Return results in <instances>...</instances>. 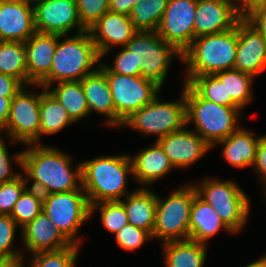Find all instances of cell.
Masks as SVG:
<instances>
[{
  "mask_svg": "<svg viewBox=\"0 0 266 267\" xmlns=\"http://www.w3.org/2000/svg\"><path fill=\"white\" fill-rule=\"evenodd\" d=\"M23 152L22 173L30 188L42 195L69 192L82 187L81 162L73 168L72 157L53 146L28 144Z\"/></svg>",
  "mask_w": 266,
  "mask_h": 267,
  "instance_id": "6da1fadb",
  "label": "cell"
},
{
  "mask_svg": "<svg viewBox=\"0 0 266 267\" xmlns=\"http://www.w3.org/2000/svg\"><path fill=\"white\" fill-rule=\"evenodd\" d=\"M133 174L129 154L104 155L81 162L82 187L89 204L120 201L128 192V175Z\"/></svg>",
  "mask_w": 266,
  "mask_h": 267,
  "instance_id": "7a4b0ae2",
  "label": "cell"
},
{
  "mask_svg": "<svg viewBox=\"0 0 266 267\" xmlns=\"http://www.w3.org/2000/svg\"><path fill=\"white\" fill-rule=\"evenodd\" d=\"M63 37L58 35L50 73L39 84L45 89L59 82L81 81L96 71L98 68L93 67L101 63V56L88 30Z\"/></svg>",
  "mask_w": 266,
  "mask_h": 267,
  "instance_id": "3957f363",
  "label": "cell"
},
{
  "mask_svg": "<svg viewBox=\"0 0 266 267\" xmlns=\"http://www.w3.org/2000/svg\"><path fill=\"white\" fill-rule=\"evenodd\" d=\"M186 104V126L193 122V129L210 146L230 136L241 126L239 106H224L202 98L188 83L183 84Z\"/></svg>",
  "mask_w": 266,
  "mask_h": 267,
  "instance_id": "277c9868",
  "label": "cell"
},
{
  "mask_svg": "<svg viewBox=\"0 0 266 267\" xmlns=\"http://www.w3.org/2000/svg\"><path fill=\"white\" fill-rule=\"evenodd\" d=\"M238 45V23L225 32L195 38L182 53L186 67L184 83L192 77L234 69Z\"/></svg>",
  "mask_w": 266,
  "mask_h": 267,
  "instance_id": "5b68a950",
  "label": "cell"
},
{
  "mask_svg": "<svg viewBox=\"0 0 266 267\" xmlns=\"http://www.w3.org/2000/svg\"><path fill=\"white\" fill-rule=\"evenodd\" d=\"M193 185L197 195L215 209L234 234L244 228L251 211V202L236 181L205 178Z\"/></svg>",
  "mask_w": 266,
  "mask_h": 267,
  "instance_id": "8992f818",
  "label": "cell"
},
{
  "mask_svg": "<svg viewBox=\"0 0 266 267\" xmlns=\"http://www.w3.org/2000/svg\"><path fill=\"white\" fill-rule=\"evenodd\" d=\"M197 191L193 183H185L163 199L157 194L156 221L152 239L162 243L188 240L191 207Z\"/></svg>",
  "mask_w": 266,
  "mask_h": 267,
  "instance_id": "52a82bcc",
  "label": "cell"
},
{
  "mask_svg": "<svg viewBox=\"0 0 266 267\" xmlns=\"http://www.w3.org/2000/svg\"><path fill=\"white\" fill-rule=\"evenodd\" d=\"M102 62L98 67L105 73L111 90L115 106V127L119 128L134 112L139 111L160 95L162 87L142 76L119 75L110 72Z\"/></svg>",
  "mask_w": 266,
  "mask_h": 267,
  "instance_id": "ba28073f",
  "label": "cell"
},
{
  "mask_svg": "<svg viewBox=\"0 0 266 267\" xmlns=\"http://www.w3.org/2000/svg\"><path fill=\"white\" fill-rule=\"evenodd\" d=\"M158 95L151 103L143 106L127 118L122 127H130L144 135L167 136L186 125V104L182 90L180 99L164 102Z\"/></svg>",
  "mask_w": 266,
  "mask_h": 267,
  "instance_id": "9c48e42d",
  "label": "cell"
},
{
  "mask_svg": "<svg viewBox=\"0 0 266 267\" xmlns=\"http://www.w3.org/2000/svg\"><path fill=\"white\" fill-rule=\"evenodd\" d=\"M43 212L72 243L81 246L79 228L90 217V204L81 187L69 192L43 195Z\"/></svg>",
  "mask_w": 266,
  "mask_h": 267,
  "instance_id": "30bf717a",
  "label": "cell"
},
{
  "mask_svg": "<svg viewBox=\"0 0 266 267\" xmlns=\"http://www.w3.org/2000/svg\"><path fill=\"white\" fill-rule=\"evenodd\" d=\"M125 47L142 57L140 76L156 82L161 87L166 81L175 56L182 61V53L156 32L138 31Z\"/></svg>",
  "mask_w": 266,
  "mask_h": 267,
  "instance_id": "8fae6325",
  "label": "cell"
},
{
  "mask_svg": "<svg viewBox=\"0 0 266 267\" xmlns=\"http://www.w3.org/2000/svg\"><path fill=\"white\" fill-rule=\"evenodd\" d=\"M26 88L31 86H24L13 97L8 122L0 131L12 144H40V92Z\"/></svg>",
  "mask_w": 266,
  "mask_h": 267,
  "instance_id": "7c38bea8",
  "label": "cell"
},
{
  "mask_svg": "<svg viewBox=\"0 0 266 267\" xmlns=\"http://www.w3.org/2000/svg\"><path fill=\"white\" fill-rule=\"evenodd\" d=\"M197 0H169L156 33L183 53L195 39Z\"/></svg>",
  "mask_w": 266,
  "mask_h": 267,
  "instance_id": "4fadbf2b",
  "label": "cell"
},
{
  "mask_svg": "<svg viewBox=\"0 0 266 267\" xmlns=\"http://www.w3.org/2000/svg\"><path fill=\"white\" fill-rule=\"evenodd\" d=\"M36 32L68 36L86 31L80 22L76 0H45L34 8Z\"/></svg>",
  "mask_w": 266,
  "mask_h": 267,
  "instance_id": "5bb4252c",
  "label": "cell"
},
{
  "mask_svg": "<svg viewBox=\"0 0 266 267\" xmlns=\"http://www.w3.org/2000/svg\"><path fill=\"white\" fill-rule=\"evenodd\" d=\"M186 128L185 125L182 129L156 140L174 168L191 167L212 149L194 130Z\"/></svg>",
  "mask_w": 266,
  "mask_h": 267,
  "instance_id": "9a60e30c",
  "label": "cell"
},
{
  "mask_svg": "<svg viewBox=\"0 0 266 267\" xmlns=\"http://www.w3.org/2000/svg\"><path fill=\"white\" fill-rule=\"evenodd\" d=\"M240 20L234 0H197L195 38L228 31Z\"/></svg>",
  "mask_w": 266,
  "mask_h": 267,
  "instance_id": "2e32d148",
  "label": "cell"
},
{
  "mask_svg": "<svg viewBox=\"0 0 266 267\" xmlns=\"http://www.w3.org/2000/svg\"><path fill=\"white\" fill-rule=\"evenodd\" d=\"M234 69L257 77L266 70V37L245 19L238 22Z\"/></svg>",
  "mask_w": 266,
  "mask_h": 267,
  "instance_id": "e0dca14e",
  "label": "cell"
},
{
  "mask_svg": "<svg viewBox=\"0 0 266 267\" xmlns=\"http://www.w3.org/2000/svg\"><path fill=\"white\" fill-rule=\"evenodd\" d=\"M88 32L101 56H106L113 47H124L138 32L128 15L106 12Z\"/></svg>",
  "mask_w": 266,
  "mask_h": 267,
  "instance_id": "ac0fdd59",
  "label": "cell"
},
{
  "mask_svg": "<svg viewBox=\"0 0 266 267\" xmlns=\"http://www.w3.org/2000/svg\"><path fill=\"white\" fill-rule=\"evenodd\" d=\"M35 32L34 8L18 0H0V41L24 43Z\"/></svg>",
  "mask_w": 266,
  "mask_h": 267,
  "instance_id": "d6986e66",
  "label": "cell"
},
{
  "mask_svg": "<svg viewBox=\"0 0 266 267\" xmlns=\"http://www.w3.org/2000/svg\"><path fill=\"white\" fill-rule=\"evenodd\" d=\"M58 35L35 32L24 48L27 56L28 86L39 85L50 73Z\"/></svg>",
  "mask_w": 266,
  "mask_h": 267,
  "instance_id": "ffe728a7",
  "label": "cell"
},
{
  "mask_svg": "<svg viewBox=\"0 0 266 267\" xmlns=\"http://www.w3.org/2000/svg\"><path fill=\"white\" fill-rule=\"evenodd\" d=\"M21 236L26 250L31 252L30 255L72 245L44 212L21 229Z\"/></svg>",
  "mask_w": 266,
  "mask_h": 267,
  "instance_id": "44dd1931",
  "label": "cell"
},
{
  "mask_svg": "<svg viewBox=\"0 0 266 267\" xmlns=\"http://www.w3.org/2000/svg\"><path fill=\"white\" fill-rule=\"evenodd\" d=\"M129 156L132 162V179L141 184V187L149 188L174 168L156 140L152 146L140 150L134 156L132 154Z\"/></svg>",
  "mask_w": 266,
  "mask_h": 267,
  "instance_id": "7402d4cb",
  "label": "cell"
},
{
  "mask_svg": "<svg viewBox=\"0 0 266 267\" xmlns=\"http://www.w3.org/2000/svg\"><path fill=\"white\" fill-rule=\"evenodd\" d=\"M259 140L260 136L242 126L217 144L223 146L221 155L228 164L244 168L254 166Z\"/></svg>",
  "mask_w": 266,
  "mask_h": 267,
  "instance_id": "603a6c76",
  "label": "cell"
},
{
  "mask_svg": "<svg viewBox=\"0 0 266 267\" xmlns=\"http://www.w3.org/2000/svg\"><path fill=\"white\" fill-rule=\"evenodd\" d=\"M82 88L89 106V113L96 112L106 117L105 123L115 126V106L105 73L98 69L82 80Z\"/></svg>",
  "mask_w": 266,
  "mask_h": 267,
  "instance_id": "cb8c5ba5",
  "label": "cell"
},
{
  "mask_svg": "<svg viewBox=\"0 0 266 267\" xmlns=\"http://www.w3.org/2000/svg\"><path fill=\"white\" fill-rule=\"evenodd\" d=\"M120 200L124 205L128 221L151 236L156 221L157 194L151 188H137Z\"/></svg>",
  "mask_w": 266,
  "mask_h": 267,
  "instance_id": "d4e9b609",
  "label": "cell"
},
{
  "mask_svg": "<svg viewBox=\"0 0 266 267\" xmlns=\"http://www.w3.org/2000/svg\"><path fill=\"white\" fill-rule=\"evenodd\" d=\"M189 231L190 240L205 244L220 231L234 234L220 219L215 209L198 195L195 196L191 207Z\"/></svg>",
  "mask_w": 266,
  "mask_h": 267,
  "instance_id": "484cf974",
  "label": "cell"
},
{
  "mask_svg": "<svg viewBox=\"0 0 266 267\" xmlns=\"http://www.w3.org/2000/svg\"><path fill=\"white\" fill-rule=\"evenodd\" d=\"M207 246L190 239L163 243L165 267H204Z\"/></svg>",
  "mask_w": 266,
  "mask_h": 267,
  "instance_id": "4316f807",
  "label": "cell"
},
{
  "mask_svg": "<svg viewBox=\"0 0 266 267\" xmlns=\"http://www.w3.org/2000/svg\"><path fill=\"white\" fill-rule=\"evenodd\" d=\"M40 92V139L74 124L64 106L43 86Z\"/></svg>",
  "mask_w": 266,
  "mask_h": 267,
  "instance_id": "83f0119b",
  "label": "cell"
},
{
  "mask_svg": "<svg viewBox=\"0 0 266 267\" xmlns=\"http://www.w3.org/2000/svg\"><path fill=\"white\" fill-rule=\"evenodd\" d=\"M47 90L64 106L74 123L90 115L81 81L59 82Z\"/></svg>",
  "mask_w": 266,
  "mask_h": 267,
  "instance_id": "f1b7e54d",
  "label": "cell"
},
{
  "mask_svg": "<svg viewBox=\"0 0 266 267\" xmlns=\"http://www.w3.org/2000/svg\"><path fill=\"white\" fill-rule=\"evenodd\" d=\"M27 56L22 42L0 41V73L28 86Z\"/></svg>",
  "mask_w": 266,
  "mask_h": 267,
  "instance_id": "f546056e",
  "label": "cell"
},
{
  "mask_svg": "<svg viewBox=\"0 0 266 267\" xmlns=\"http://www.w3.org/2000/svg\"><path fill=\"white\" fill-rule=\"evenodd\" d=\"M225 83L226 98H231L241 109L254 97L252 83L255 80L250 74L231 69L215 73Z\"/></svg>",
  "mask_w": 266,
  "mask_h": 267,
  "instance_id": "4dcf8cb0",
  "label": "cell"
},
{
  "mask_svg": "<svg viewBox=\"0 0 266 267\" xmlns=\"http://www.w3.org/2000/svg\"><path fill=\"white\" fill-rule=\"evenodd\" d=\"M169 0H139L129 15L137 31L156 32Z\"/></svg>",
  "mask_w": 266,
  "mask_h": 267,
  "instance_id": "1f68e13d",
  "label": "cell"
},
{
  "mask_svg": "<svg viewBox=\"0 0 266 267\" xmlns=\"http://www.w3.org/2000/svg\"><path fill=\"white\" fill-rule=\"evenodd\" d=\"M80 245L72 244L60 250L42 251L30 255L28 267H75ZM25 259L21 267H25Z\"/></svg>",
  "mask_w": 266,
  "mask_h": 267,
  "instance_id": "d6a6232c",
  "label": "cell"
},
{
  "mask_svg": "<svg viewBox=\"0 0 266 267\" xmlns=\"http://www.w3.org/2000/svg\"><path fill=\"white\" fill-rule=\"evenodd\" d=\"M42 212L43 195L36 189L27 187L14 205L10 216L22 229Z\"/></svg>",
  "mask_w": 266,
  "mask_h": 267,
  "instance_id": "836d02e7",
  "label": "cell"
},
{
  "mask_svg": "<svg viewBox=\"0 0 266 267\" xmlns=\"http://www.w3.org/2000/svg\"><path fill=\"white\" fill-rule=\"evenodd\" d=\"M202 98L224 106H238L226 98L225 83L215 74L194 76L187 82Z\"/></svg>",
  "mask_w": 266,
  "mask_h": 267,
  "instance_id": "e575fe53",
  "label": "cell"
},
{
  "mask_svg": "<svg viewBox=\"0 0 266 267\" xmlns=\"http://www.w3.org/2000/svg\"><path fill=\"white\" fill-rule=\"evenodd\" d=\"M96 210L101 212L103 227L112 234H116L129 223L124 205L120 201H102L91 204L90 217Z\"/></svg>",
  "mask_w": 266,
  "mask_h": 267,
  "instance_id": "d590c367",
  "label": "cell"
},
{
  "mask_svg": "<svg viewBox=\"0 0 266 267\" xmlns=\"http://www.w3.org/2000/svg\"><path fill=\"white\" fill-rule=\"evenodd\" d=\"M18 227V224L10 215L0 214V257L22 262L26 259V254L24 255L21 249L15 250L12 246Z\"/></svg>",
  "mask_w": 266,
  "mask_h": 267,
  "instance_id": "8d00e7d4",
  "label": "cell"
},
{
  "mask_svg": "<svg viewBox=\"0 0 266 267\" xmlns=\"http://www.w3.org/2000/svg\"><path fill=\"white\" fill-rule=\"evenodd\" d=\"M24 174L16 179L0 184V214L10 215L23 191L27 188Z\"/></svg>",
  "mask_w": 266,
  "mask_h": 267,
  "instance_id": "74e56055",
  "label": "cell"
},
{
  "mask_svg": "<svg viewBox=\"0 0 266 267\" xmlns=\"http://www.w3.org/2000/svg\"><path fill=\"white\" fill-rule=\"evenodd\" d=\"M142 63V57H139L124 46L115 56L112 66H109L104 62L102 64L110 72L119 75L140 76V66Z\"/></svg>",
  "mask_w": 266,
  "mask_h": 267,
  "instance_id": "f35d334b",
  "label": "cell"
},
{
  "mask_svg": "<svg viewBox=\"0 0 266 267\" xmlns=\"http://www.w3.org/2000/svg\"><path fill=\"white\" fill-rule=\"evenodd\" d=\"M109 5L110 0H76L82 26L88 30L109 11Z\"/></svg>",
  "mask_w": 266,
  "mask_h": 267,
  "instance_id": "ab89813d",
  "label": "cell"
},
{
  "mask_svg": "<svg viewBox=\"0 0 266 267\" xmlns=\"http://www.w3.org/2000/svg\"><path fill=\"white\" fill-rule=\"evenodd\" d=\"M117 245L127 251H136L144 245L152 236L142 229L136 228L128 223L116 234H114Z\"/></svg>",
  "mask_w": 266,
  "mask_h": 267,
  "instance_id": "60d3db41",
  "label": "cell"
},
{
  "mask_svg": "<svg viewBox=\"0 0 266 267\" xmlns=\"http://www.w3.org/2000/svg\"><path fill=\"white\" fill-rule=\"evenodd\" d=\"M5 142V139L0 136V184L12 181L22 174L21 172L13 173L11 163L16 162L17 166L22 168V157L24 151L17 152L13 156H10Z\"/></svg>",
  "mask_w": 266,
  "mask_h": 267,
  "instance_id": "b9f144b4",
  "label": "cell"
},
{
  "mask_svg": "<svg viewBox=\"0 0 266 267\" xmlns=\"http://www.w3.org/2000/svg\"><path fill=\"white\" fill-rule=\"evenodd\" d=\"M257 175L260 176L262 182V189L266 185V134L260 136V140L257 147L256 161L253 166Z\"/></svg>",
  "mask_w": 266,
  "mask_h": 267,
  "instance_id": "7bdbcfd3",
  "label": "cell"
},
{
  "mask_svg": "<svg viewBox=\"0 0 266 267\" xmlns=\"http://www.w3.org/2000/svg\"><path fill=\"white\" fill-rule=\"evenodd\" d=\"M23 87L18 79L0 73V96L14 97Z\"/></svg>",
  "mask_w": 266,
  "mask_h": 267,
  "instance_id": "ee69618b",
  "label": "cell"
},
{
  "mask_svg": "<svg viewBox=\"0 0 266 267\" xmlns=\"http://www.w3.org/2000/svg\"><path fill=\"white\" fill-rule=\"evenodd\" d=\"M237 13L241 19H245L256 9L262 8L266 0H234Z\"/></svg>",
  "mask_w": 266,
  "mask_h": 267,
  "instance_id": "f6af8a7d",
  "label": "cell"
},
{
  "mask_svg": "<svg viewBox=\"0 0 266 267\" xmlns=\"http://www.w3.org/2000/svg\"><path fill=\"white\" fill-rule=\"evenodd\" d=\"M245 20L266 37V9H256Z\"/></svg>",
  "mask_w": 266,
  "mask_h": 267,
  "instance_id": "bcb514c9",
  "label": "cell"
},
{
  "mask_svg": "<svg viewBox=\"0 0 266 267\" xmlns=\"http://www.w3.org/2000/svg\"><path fill=\"white\" fill-rule=\"evenodd\" d=\"M138 1L139 0H110L109 11L129 16L133 6Z\"/></svg>",
  "mask_w": 266,
  "mask_h": 267,
  "instance_id": "7dc6e473",
  "label": "cell"
},
{
  "mask_svg": "<svg viewBox=\"0 0 266 267\" xmlns=\"http://www.w3.org/2000/svg\"><path fill=\"white\" fill-rule=\"evenodd\" d=\"M13 97L0 96V131L6 126Z\"/></svg>",
  "mask_w": 266,
  "mask_h": 267,
  "instance_id": "c3c4849f",
  "label": "cell"
},
{
  "mask_svg": "<svg viewBox=\"0 0 266 267\" xmlns=\"http://www.w3.org/2000/svg\"><path fill=\"white\" fill-rule=\"evenodd\" d=\"M0 267H21V262L19 260L0 257Z\"/></svg>",
  "mask_w": 266,
  "mask_h": 267,
  "instance_id": "681fc988",
  "label": "cell"
},
{
  "mask_svg": "<svg viewBox=\"0 0 266 267\" xmlns=\"http://www.w3.org/2000/svg\"><path fill=\"white\" fill-rule=\"evenodd\" d=\"M245 267H266V254L258 260L247 264Z\"/></svg>",
  "mask_w": 266,
  "mask_h": 267,
  "instance_id": "f907efd6",
  "label": "cell"
},
{
  "mask_svg": "<svg viewBox=\"0 0 266 267\" xmlns=\"http://www.w3.org/2000/svg\"><path fill=\"white\" fill-rule=\"evenodd\" d=\"M27 6H30L31 8H35L36 6L40 5L43 3L45 0H18Z\"/></svg>",
  "mask_w": 266,
  "mask_h": 267,
  "instance_id": "816d5d0a",
  "label": "cell"
},
{
  "mask_svg": "<svg viewBox=\"0 0 266 267\" xmlns=\"http://www.w3.org/2000/svg\"><path fill=\"white\" fill-rule=\"evenodd\" d=\"M263 188H264V189H263V190H264V191H263V192H264L263 195H264V197H265V196H266V185H265ZM265 199H266V197H265Z\"/></svg>",
  "mask_w": 266,
  "mask_h": 267,
  "instance_id": "f5cc1de1",
  "label": "cell"
},
{
  "mask_svg": "<svg viewBox=\"0 0 266 267\" xmlns=\"http://www.w3.org/2000/svg\"><path fill=\"white\" fill-rule=\"evenodd\" d=\"M259 9H266V1H265L264 5L262 6V8H259Z\"/></svg>",
  "mask_w": 266,
  "mask_h": 267,
  "instance_id": "db71d44e",
  "label": "cell"
}]
</instances>
